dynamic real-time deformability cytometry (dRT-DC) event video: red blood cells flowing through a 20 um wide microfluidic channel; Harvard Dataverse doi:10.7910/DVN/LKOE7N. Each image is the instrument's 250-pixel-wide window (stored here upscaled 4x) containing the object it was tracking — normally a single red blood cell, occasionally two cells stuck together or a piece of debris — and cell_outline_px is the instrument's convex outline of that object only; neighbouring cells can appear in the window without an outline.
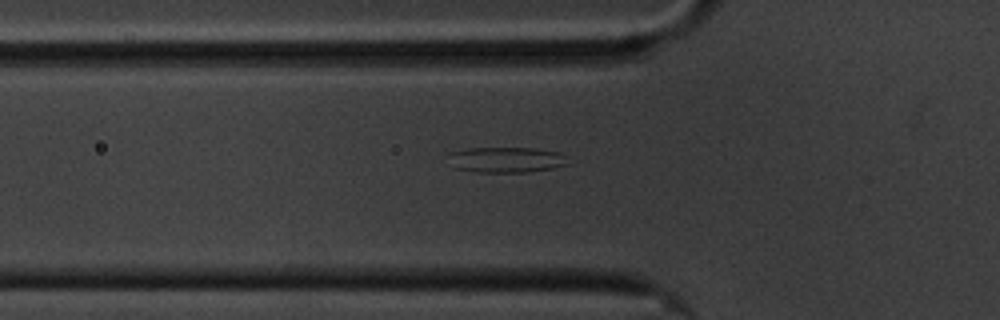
{"species": "common noctule bat (a hibernating species)", "species_latin": "Nyctalus noctula", "temperature_condition": "cold", "stored_images_in_passage": 6, "camera_frame_rate_fps": 3000, "um_per_image_px": 0.085, "animal": {"sex": "male", "body_mass_g": 20.1, "forearm_length_mm": 53.5}, "frame": {"image": 1, "passage_image": 6, "time_ms": 6.0, "image_size_px": [1000, 320], "cell_outline_px": [[572, 164], [552, 168], [524, 172], [480, 172], [456, 168], [452, 152], [468, 148], [536, 148], [560, 152]], "centroid_in_image_um": [43.18, 13.57], "position_along_channel_um": 82.6, "area_um2": 17.4}}